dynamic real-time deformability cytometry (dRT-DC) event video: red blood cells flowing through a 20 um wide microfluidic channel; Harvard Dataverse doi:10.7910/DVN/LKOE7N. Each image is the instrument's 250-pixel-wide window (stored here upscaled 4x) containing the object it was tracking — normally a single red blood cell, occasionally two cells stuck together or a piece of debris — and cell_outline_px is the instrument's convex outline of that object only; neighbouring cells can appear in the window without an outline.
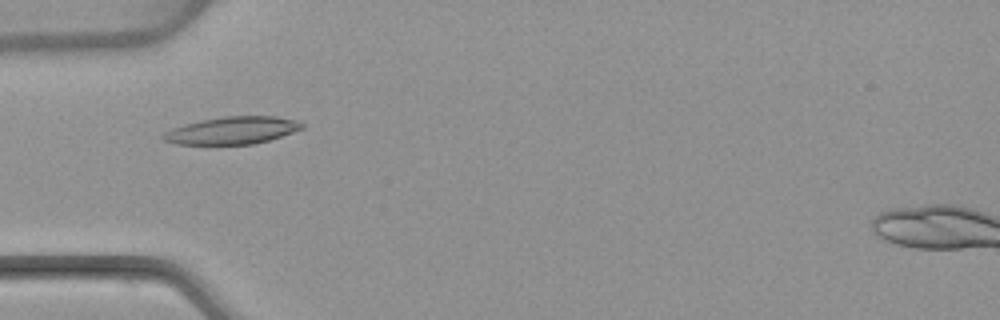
{"species": "common noctule bat (a hibernating species)", "species_latin": "Nyctalus noctula", "temperature_condition": "warm", "stored_images_in_passage": 53, "camera_frame_rate_fps": 3000, "um_per_image_px": 0.085, "animal": {"sex": "female", "body_mass_g": 22.7, "forearm_length_mm": 54.2}, "frame": {"image": 1, "passage_image": 17, "time_ms": 5.333, "image_size_px": [1000, 320], "cell_outline_px": [[304, 128], [268, 140], [252, 144], [176, 144], [164, 140], [160, 136], [164, 132], [172, 128], [184, 124], [200, 120], [224, 116], [276, 116], [296, 120], [304, 124]], "centroid_in_image_um": [19.71, 11.07], "position_along_channel_um": 65.3, "area_um2": 22.08}}
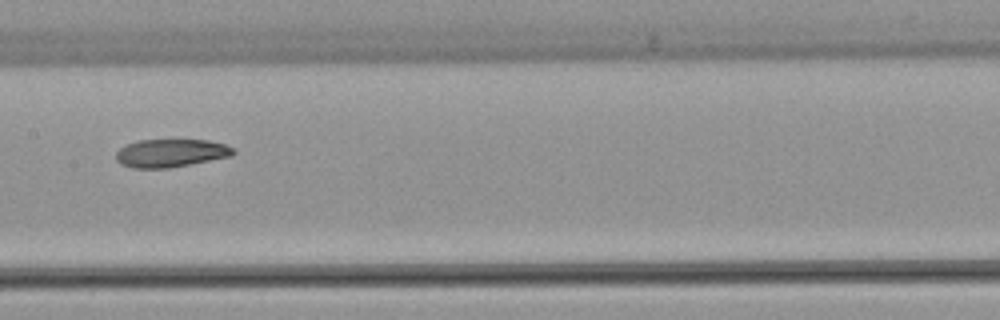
{"frame": {"image": 2, "passage_image": 27, "time_ms": 8.667, "image_size_px": [1000, 320], "cell_outline_px": [[236, 152], [232, 156], [168, 168], [132, 168], [120, 164], [116, 160], [116, 152], [120, 148], [136, 140], [208, 140], [224, 144], [236, 148]], "centroid_in_image_um": [14.52, 13.01], "position_along_channel_um": 192.9, "area_um2": 19.25}}
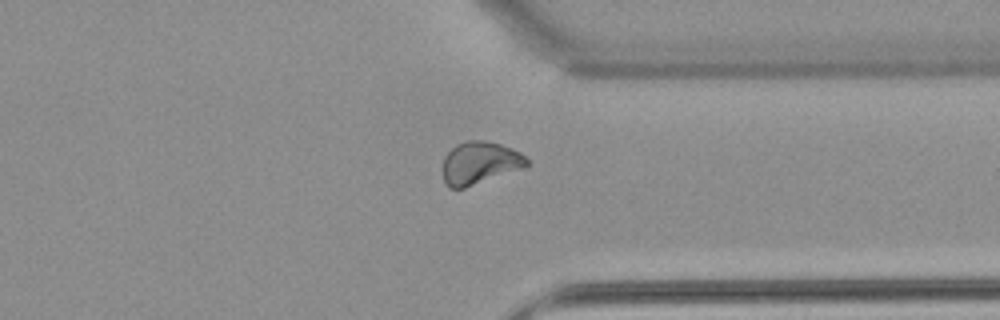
{"frame": {"image": 3, "passage_image": 41, "time_ms": 13.333, "image_size_px": [1000, 320], "cell_outline_px": [[528, 164], [524, 168], [464, 188], [448, 188], [444, 184], [444, 156], [456, 144], [464, 140], [484, 140], [500, 144], [512, 148], [520, 152], [528, 160]], "centroid_in_image_um": [40.77, 13.84], "position_along_channel_um": 370.6, "area_um2": 20.87}, "authors_computed_cell_mechanics": {"area_um2": 20.8658, "velocity_mm_per_s": 3.843, "shape_relaxation_time_tau1_ms": 10.7312, "shape_relaxation_time_tau2_ms": 3.5002, "deformation_change_tau1": 0.2229, "deformation_change_tau2": 0.0942}}